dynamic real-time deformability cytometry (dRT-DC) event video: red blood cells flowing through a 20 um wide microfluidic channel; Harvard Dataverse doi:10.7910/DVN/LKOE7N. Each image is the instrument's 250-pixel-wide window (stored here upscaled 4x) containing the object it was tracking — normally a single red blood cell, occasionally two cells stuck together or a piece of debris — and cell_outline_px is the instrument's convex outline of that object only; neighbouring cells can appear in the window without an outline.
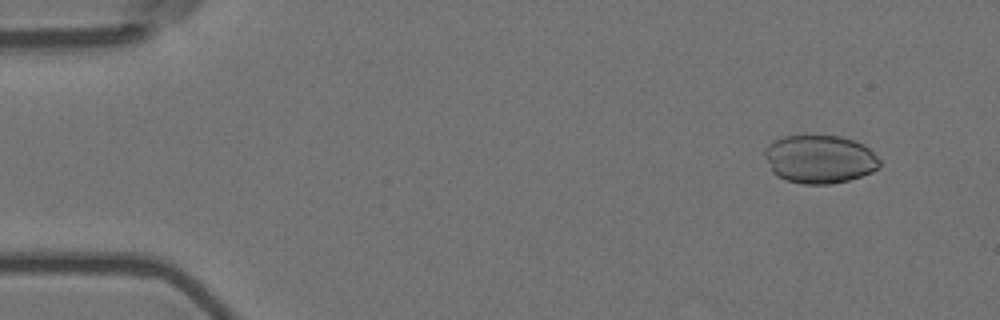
{"species": "Egyptian fruit bat (a non-hibernating species)", "species_latin": "Rousettus aegyptiacus", "temperature_condition": "room temperature", "stored_images_in_passage": 6, "camera_frame_rate_fps": 3000, "um_per_image_px": 0.085, "animal": {"sex": "female"}, "frame": {"image": 1, "passage_image": 1, "time_ms": 0.0, "image_size_px": [1000, 320], "cell_outline_px": [[880, 164], [872, 172], [848, 180], [832, 184], [804, 184], [788, 180], [776, 176], [772, 172], [764, 156], [764, 148], [772, 140], [784, 136], [840, 136], [864, 144], [880, 160]], "centroid_in_image_um": [69.63, 13.53], "position_along_channel_um": 15.4, "area_um2": 32.31}}
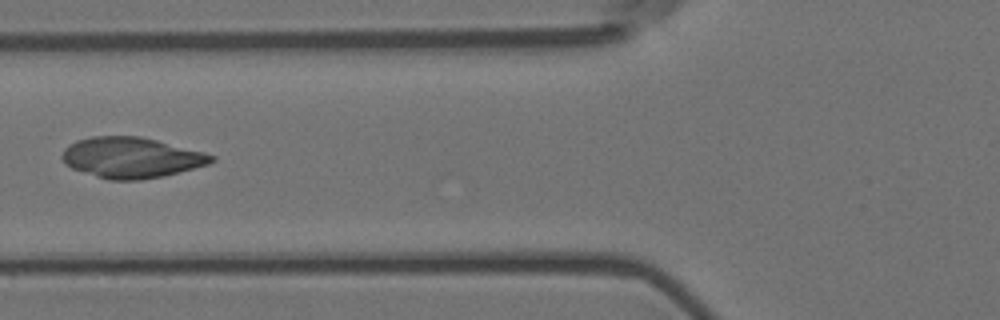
{"frame": {"image": 2, "passage_image": 6, "time_ms": 1.667, "image_size_px": [1000, 320], "cell_outline_px": [[216, 160], [208, 164], [164, 176], [140, 180], [108, 180], [72, 168], [64, 164], [60, 156], [64, 148], [68, 144], [76, 140], [92, 136], [140, 136], [204, 152], [216, 156]], "centroid_in_image_um": [11.13, 13.39], "position_along_channel_um": 114.7, "area_um2": 35.49}}